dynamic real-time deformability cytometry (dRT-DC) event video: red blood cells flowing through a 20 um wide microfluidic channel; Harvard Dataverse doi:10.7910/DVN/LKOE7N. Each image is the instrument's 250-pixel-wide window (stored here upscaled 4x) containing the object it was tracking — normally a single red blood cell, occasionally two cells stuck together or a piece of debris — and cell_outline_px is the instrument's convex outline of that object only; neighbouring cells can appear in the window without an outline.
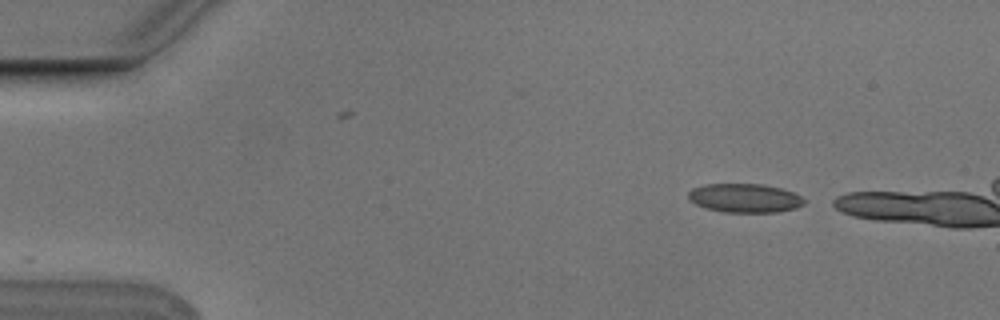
{"species": "Egyptian fruit bat (a non-hibernating species)", "species_latin": "Rousettus aegyptiacus", "temperature_condition": "cold", "stored_images_in_passage": 2, "camera_frame_rate_fps": 3000, "um_per_image_px": 0.085, "animal": {"sex": "male"}, "frame": {"image": 1, "passage_image": 2, "time_ms": 0.333, "image_size_px": [1000, 320], "cell_outline_px": [[804, 204], [796, 208], [776, 212], [724, 212], [708, 208], [696, 204], [688, 200], [688, 192], [692, 188], [704, 184], [760, 184], [780, 188], [792, 192], [800, 196], [804, 200]], "centroid_in_image_um": [63.27, 16.83], "position_along_channel_um": 21.7, "area_um2": 19.36}}